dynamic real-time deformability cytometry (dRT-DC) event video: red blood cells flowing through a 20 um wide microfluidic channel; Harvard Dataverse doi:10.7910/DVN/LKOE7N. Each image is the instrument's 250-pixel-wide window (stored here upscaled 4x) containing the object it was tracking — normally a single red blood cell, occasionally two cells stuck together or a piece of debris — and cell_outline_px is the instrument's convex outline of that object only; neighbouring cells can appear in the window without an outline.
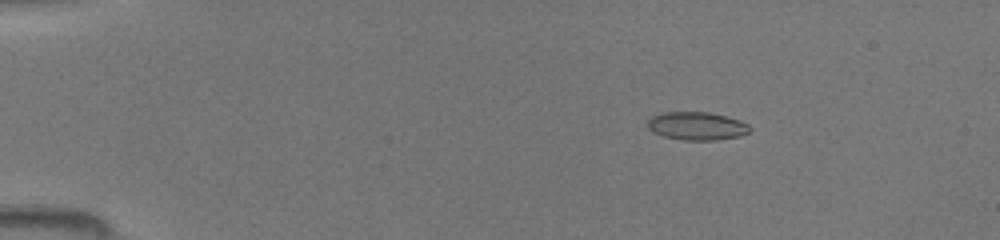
{"species": "common noctule bat (a hibernating species)", "species_latin": "Nyctalus noctula", "temperature_condition": "room temperature", "stored_images_in_passage": 46, "camera_frame_rate_fps": 3000, "um_per_image_px": 0.085, "animal": {"sex": "female", "body_mass_g": 19.5, "forearm_length_mm": 54.1}, "frame": {"image": 1, "passage_image": 6, "time_ms": 1.667, "image_size_px": [1000, 240], "cell_outline_px": [[752, 128], [748, 132], [740, 136], [716, 140], [680, 140], [664, 136], [652, 132], [648, 128], [648, 120], [652, 116], [664, 112], [708, 112], [728, 116], [740, 120], [748, 124]], "centroid_in_image_um": [59.24, 10.71], "position_along_channel_um": 25.8, "area_um2": 16.88}}
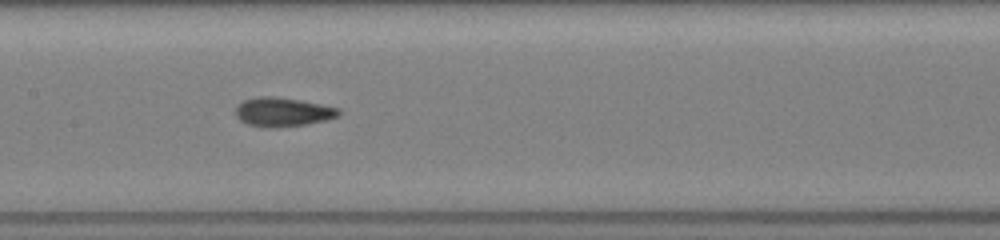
{"frame": {"image": 2, "passage_image": 23, "time_ms": 7.333, "image_size_px": [1000, 240], "cell_outline_px": [[340, 116], [328, 120], [308, 124], [276, 128], [264, 128], [248, 124], [240, 120], [236, 116], [236, 108], [244, 100], [260, 96], [276, 96], [300, 100], [340, 108]], "centroid_in_image_um": [24.07, 9.53], "position_along_channel_um": 183.3, "area_um2": 17.63}}
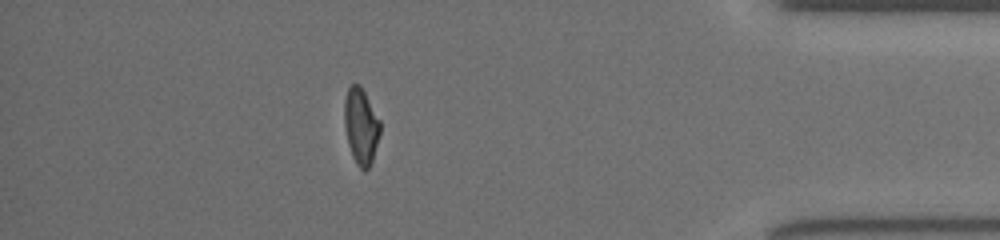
{"frame": {"image": 3, "passage_image": 41, "time_ms": 13.333, "image_size_px": [1000, 240], "cell_outline_px": [[380, 132], [372, 160], [368, 168], [364, 172], [356, 164], [352, 156], [348, 144], [344, 124], [344, 100], [348, 88], [352, 84], [360, 84], [380, 120]], "centroid_in_image_um": [30.67, 10.72], "position_along_channel_um": 404.5, "area_um2": 15.84}}